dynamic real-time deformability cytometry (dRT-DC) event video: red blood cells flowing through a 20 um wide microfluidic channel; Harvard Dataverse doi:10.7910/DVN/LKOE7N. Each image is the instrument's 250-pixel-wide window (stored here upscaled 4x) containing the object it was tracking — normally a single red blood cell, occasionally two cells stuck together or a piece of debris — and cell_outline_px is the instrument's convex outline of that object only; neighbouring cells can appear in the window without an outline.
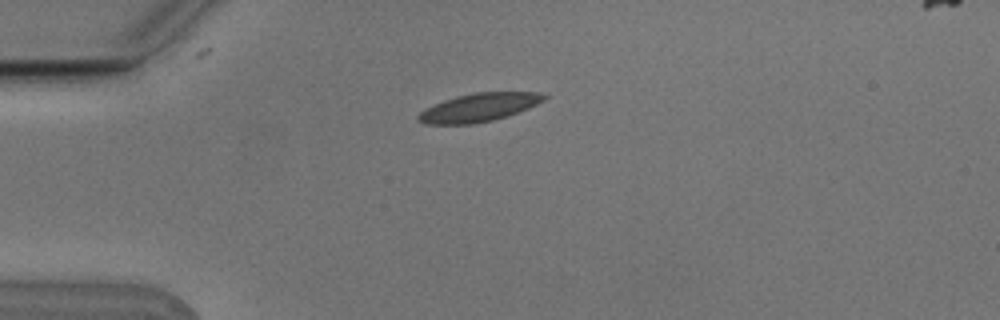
{"species": "Egyptian fruit bat (a non-hibernating species)", "species_latin": "Rousettus aegyptiacus", "temperature_condition": "cold", "stored_images_in_passage": 8, "camera_frame_rate_fps": 3000, "um_per_image_px": 0.085, "animal": {"sex": "male"}, "frame": {"image": 1, "passage_image": 2, "time_ms": 0.333, "image_size_px": [1000, 320], "cell_outline_px": [[548, 96], [544, 100], [528, 108], [492, 120], [472, 124], [424, 124], [416, 120], [416, 116], [424, 108], [444, 100], [456, 96], [476, 92], [540, 92]], "centroid_in_image_um": [40.65, 9.13], "position_along_channel_um": 44.3, "area_um2": 20.63}}
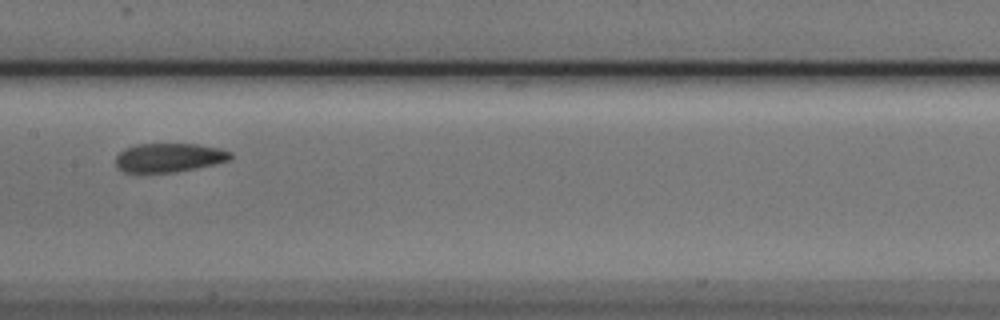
{"frame": {"image": 2, "passage_image": 6, "time_ms": 1.667, "image_size_px": [1000, 320], "cell_outline_px": [[232, 160], [216, 164], [176, 172], [124, 172], [116, 168], [116, 156], [120, 152], [136, 144], [196, 144], [220, 148], [232, 152]], "centroid_in_image_um": [14.41, 13.4], "position_along_channel_um": 193.0, "area_um2": 19.42}}
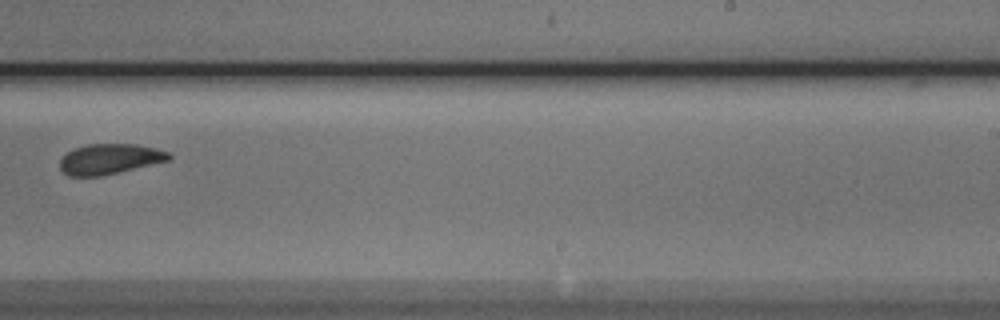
{"frame": {"image": 3, "passage_image": 8, "time_ms": 2.333, "image_size_px": [1000, 320], "cell_outline_px": [[172, 156], [168, 160], [100, 176], [68, 176], [60, 168], [60, 160], [72, 148], [88, 144], [136, 144], [156, 148], [168, 152]], "centroid_in_image_um": [9.29, 13.5], "position_along_channel_um": 279.7, "area_um2": 19.02}}